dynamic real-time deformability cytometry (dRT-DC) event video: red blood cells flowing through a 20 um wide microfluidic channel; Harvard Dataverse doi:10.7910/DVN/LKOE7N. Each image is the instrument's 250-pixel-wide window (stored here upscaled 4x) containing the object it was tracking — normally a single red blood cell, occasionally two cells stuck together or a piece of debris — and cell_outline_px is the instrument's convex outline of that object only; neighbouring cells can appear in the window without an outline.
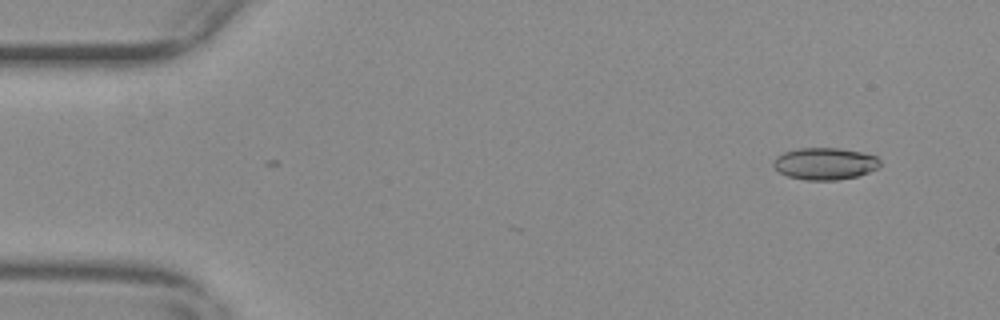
{"species": "common noctule bat (a hibernating species)", "species_latin": "Nyctalus noctula", "temperature_condition": "warm", "stored_images_in_passage": 6, "camera_frame_rate_fps": 3000, "um_per_image_px": 0.085, "animal": {"sex": "female", "body_mass_g": 29.2, "forearm_length_mm": 56.3}, "frame": {"image": 1, "passage_image": 4, "time_ms": 1.0, "image_size_px": [1000, 320], "cell_outline_px": [[880, 168], [856, 176], [836, 180], [804, 180], [788, 176], [780, 172], [772, 164], [776, 156], [784, 152], [800, 148], [840, 148], [860, 152], [876, 156], [880, 160]], "centroid_in_image_um": [70.12, 13.91], "position_along_channel_um": 14.9, "area_um2": 19.83}}